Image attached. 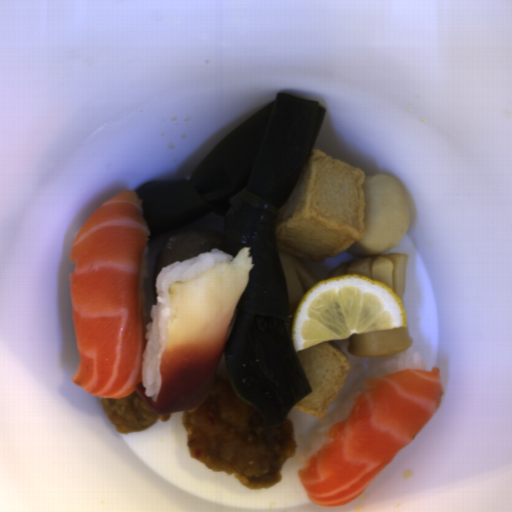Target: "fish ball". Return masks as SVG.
<instances>
[{"mask_svg": "<svg viewBox=\"0 0 512 512\" xmlns=\"http://www.w3.org/2000/svg\"><path fill=\"white\" fill-rule=\"evenodd\" d=\"M411 223L399 181L310 151L301 173L276 213V252L313 263L343 251L377 256L395 247Z\"/></svg>", "mask_w": 512, "mask_h": 512, "instance_id": "fish-ball-1", "label": "fish ball"}, {"mask_svg": "<svg viewBox=\"0 0 512 512\" xmlns=\"http://www.w3.org/2000/svg\"><path fill=\"white\" fill-rule=\"evenodd\" d=\"M295 353L311 386V393L291 408L322 420L327 416L330 403L344 387L351 362L332 341L310 345Z\"/></svg>", "mask_w": 512, "mask_h": 512, "instance_id": "fish-ball-2", "label": "fish ball"}]
</instances>
